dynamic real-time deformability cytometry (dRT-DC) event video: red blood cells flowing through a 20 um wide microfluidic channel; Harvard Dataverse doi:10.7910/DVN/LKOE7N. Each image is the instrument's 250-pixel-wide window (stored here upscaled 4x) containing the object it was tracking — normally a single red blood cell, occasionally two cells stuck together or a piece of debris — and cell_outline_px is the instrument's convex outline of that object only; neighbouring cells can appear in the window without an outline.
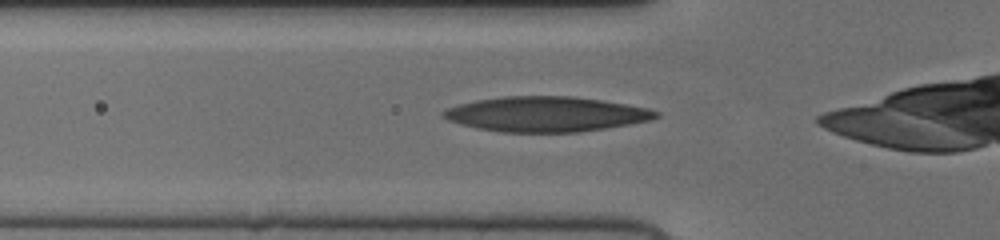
{"species": "human", "species_latin": "Homo sapiens", "temperature_condition": "cold", "stored_images_in_passage": 10, "camera_frame_rate_fps": 3000, "um_per_image_px": 0.085, "donor": {"sex": "female"}, "frame": {"image": 1, "passage_image": 2, "time_ms": 0.333, "image_size_px": [1000, 240], "cell_outline_px": [[660, 116], [652, 120], [580, 132], [500, 132], [476, 128], [460, 124], [448, 120], [444, 116], [444, 112], [448, 108], [460, 104], [476, 100], [504, 96], [572, 96], [600, 100], [648, 108], [660, 112]], "centroid_in_image_um": [46.43, 9.7], "position_along_channel_um": 79.4, "area_um2": 43.18}}
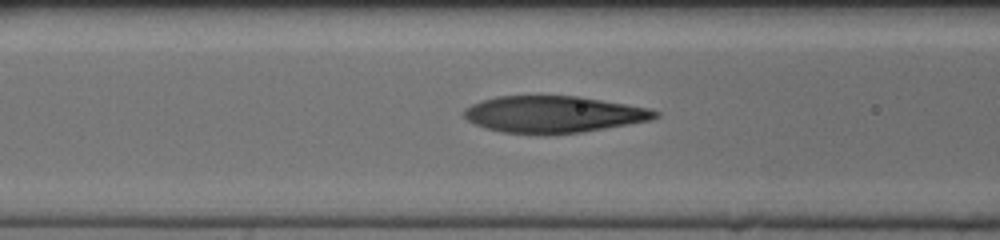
{"frame": {"image": 2, "passage_image": 5, "time_ms": 1.333, "image_size_px": [1000, 240], "cell_outline_px": [[660, 116], [652, 120], [556, 136], [540, 136], [500, 132], [484, 128], [468, 120], [464, 116], [464, 108], [472, 104], [496, 96], [580, 96], [648, 108], [660, 112]], "centroid_in_image_um": [47.03, 9.74], "position_along_channel_um": 119.6, "area_um2": 41.44}}
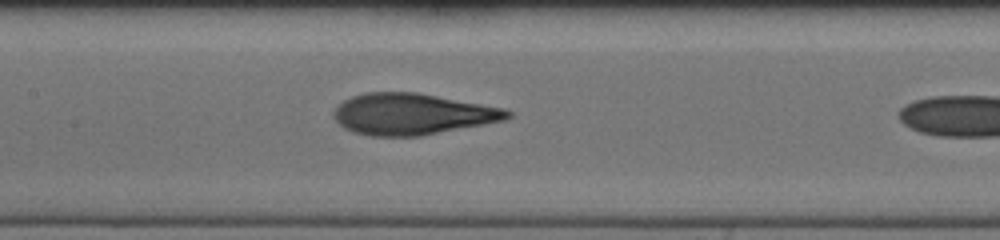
{"frame": {"image": 3, "passage_image": 9, "time_ms": 2.667, "image_size_px": [1000, 240], "cell_outline_px": [[512, 116], [504, 120], [420, 136], [368, 136], [352, 132], [344, 128], [332, 116], [332, 112], [344, 100], [352, 96], [364, 92], [416, 92], [504, 108], [512, 112]], "centroid_in_image_um": [35.0, 9.7], "position_along_channel_um": 172.4, "area_um2": 41.67}}